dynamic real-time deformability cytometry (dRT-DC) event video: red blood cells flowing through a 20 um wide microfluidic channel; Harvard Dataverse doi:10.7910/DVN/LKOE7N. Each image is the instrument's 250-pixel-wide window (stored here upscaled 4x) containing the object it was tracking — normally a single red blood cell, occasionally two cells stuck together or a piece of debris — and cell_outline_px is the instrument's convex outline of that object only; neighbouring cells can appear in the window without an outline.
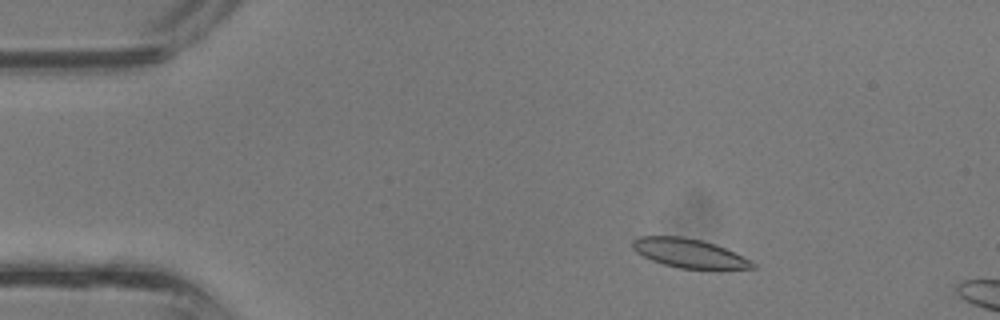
{"species": "common noctule bat (a hibernating species)", "species_latin": "Nyctalus noctula", "temperature_condition": "room temperature", "stored_images_in_passage": 34, "segment_of_instrument_passage": [1, 2], "camera_frame_rate_fps": 3000, "um_per_image_px": 0.085, "animal": {"sex": "male", "body_mass_g": 13.3}, "frame": {"image": 1, "passage_image": 1, "time_ms": 0.0, "image_size_px": [1000, 320], "cell_outline_px": [[756, 268], [720, 272], [680, 268], [664, 264], [652, 260], [636, 252], [632, 248], [632, 240], [640, 236], [684, 236], [716, 244], [752, 260], [756, 264]], "centroid_in_image_um": [58.69, 21.57], "position_along_channel_um": 26.3, "area_um2": 21.15}}
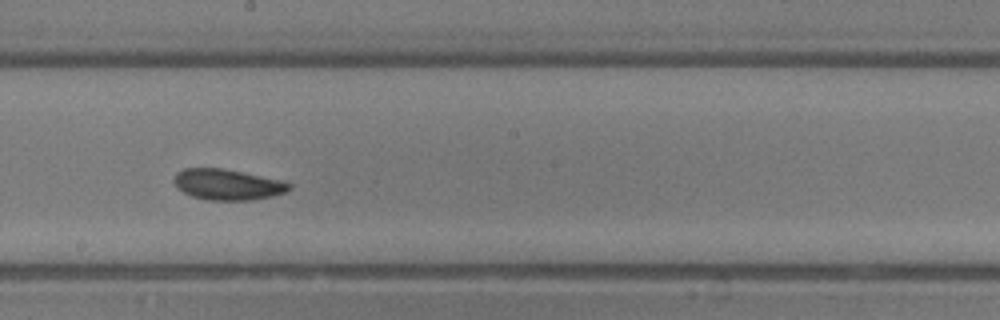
{"frame": {"image": 2, "passage_image": 16, "time_ms": 5.0, "image_size_px": [1000, 320], "cell_outline_px": [[292, 188], [284, 192], [272, 196], [252, 200], [204, 200], [192, 196], [176, 188], [172, 180], [176, 172], [184, 168], [224, 168], [284, 180], [292, 184]], "centroid_in_image_um": [19.33, 15.67], "position_along_channel_um": 228.9, "area_um2": 21.04}}
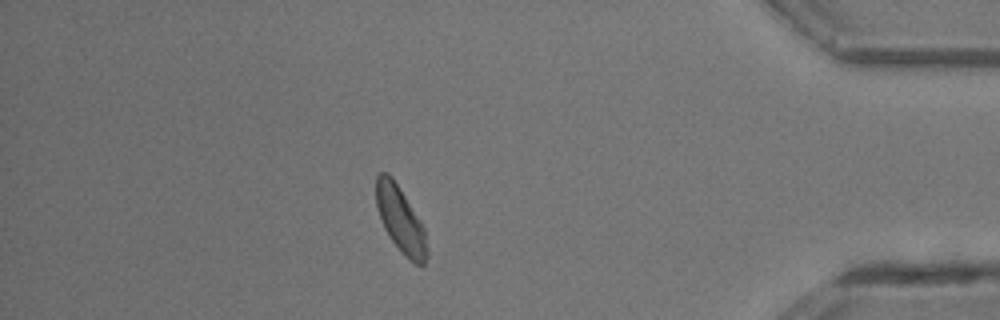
{"frame": {"image": 3, "passage_image": 28, "time_ms": 9.0, "image_size_px": [1000, 320], "cell_outline_px": [[428, 256], [424, 264], [420, 268], [408, 260], [404, 256], [392, 240], [384, 228], [376, 204], [376, 176], [380, 172], [388, 172], [392, 176], [424, 228], [428, 252]], "centroid_in_image_um": [34.05, 18.72], "position_along_channel_um": 401.1, "area_um2": 19.42}}